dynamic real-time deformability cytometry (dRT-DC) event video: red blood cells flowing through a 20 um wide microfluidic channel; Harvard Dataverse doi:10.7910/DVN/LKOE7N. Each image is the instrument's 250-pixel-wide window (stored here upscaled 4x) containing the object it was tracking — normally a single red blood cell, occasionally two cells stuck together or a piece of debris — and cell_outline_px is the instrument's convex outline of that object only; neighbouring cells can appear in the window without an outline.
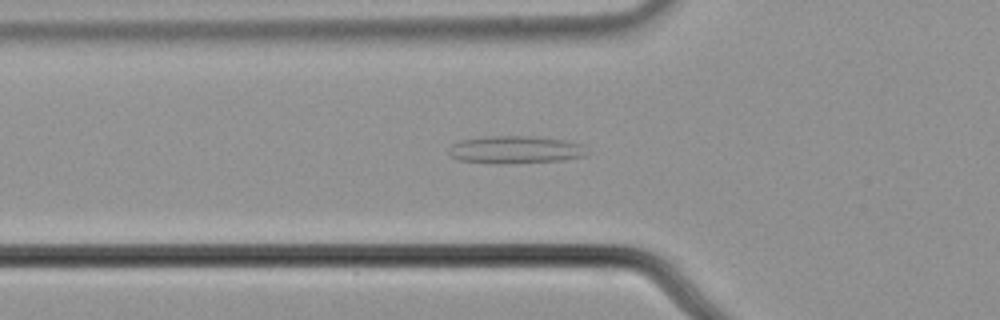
{"species": "common noctule bat (a hibernating species)", "species_latin": "Nyctalus noctula", "temperature_condition": "cold", "stored_images_in_passage": 56, "camera_frame_rate_fps": 3000, "um_per_image_px": 0.085, "animal": {"sex": "male", "body_mass_g": 21.5, "forearm_length_mm": 52.0}, "frame": {"image": 1, "passage_image": 20, "time_ms": 6.333, "image_size_px": [1000, 320], "cell_outline_px": [[588, 152], [584, 156], [564, 160], [500, 164], [460, 160], [452, 156], [448, 152], [448, 148], [452, 144], [460, 140], [484, 136], [536, 136], [564, 140], [584, 144]], "centroid_in_image_um": [43.82, 12.71], "position_along_channel_um": 82.0, "area_um2": 22.43}}
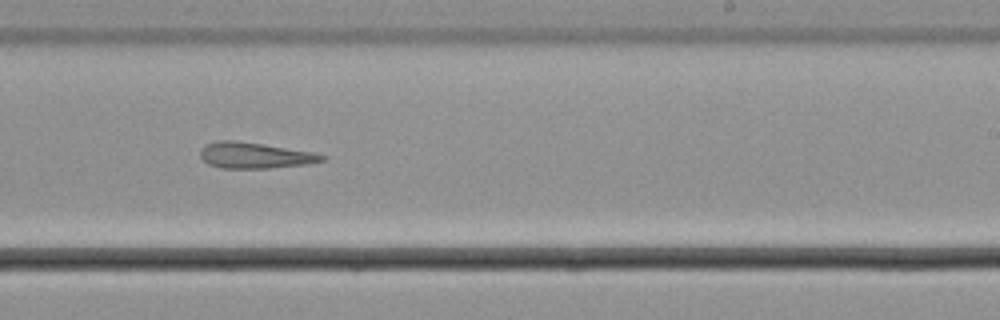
{"frame": {"image": 2, "passage_image": 35, "time_ms": 11.333, "image_size_px": [1000, 320], "cell_outline_px": [[328, 160], [308, 164], [268, 168], [220, 168], [208, 164], [200, 156], [200, 148], [216, 140], [232, 140], [260, 144], [312, 152], [328, 156]], "centroid_in_image_um": [21.67, 13.22], "position_along_channel_um": 267.3, "area_um2": 18.32}}
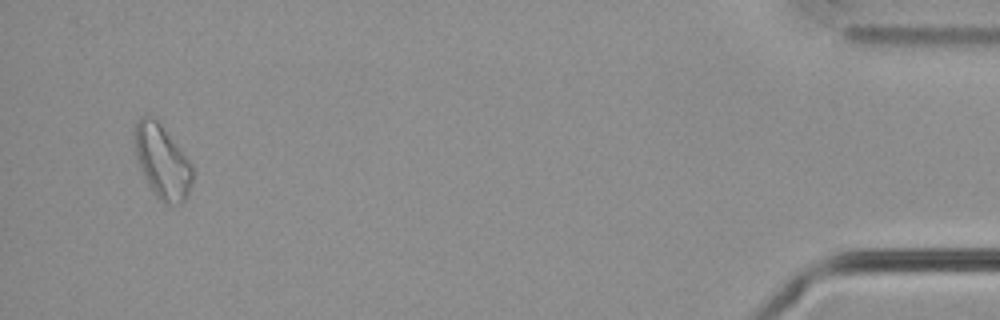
{"frame": {"image": 3, "passage_image": 54, "time_ms": 17.667, "image_size_px": [1000, 320], "cell_outline_px": [[192, 180], [188, 192], [184, 200], [180, 204], [164, 204], [156, 196], [144, 176], [140, 168], [136, 156], [136, 124], [140, 116], [152, 116], [160, 124], [192, 164]], "centroid_in_image_um": [13.8, 13.77], "position_along_channel_um": 421.4, "area_um2": 24.04}, "authors_computed_cell_mechanics": {"area_um2": 21.3282, "velocity_mm_per_s": 3.7072, "shape_relaxation_time_tau1_ms": null, "shape_relaxation_time_tau2_ms": 7.3389, "deformation_change_tau1": null, "deformation_change_tau2": 0.1952}}